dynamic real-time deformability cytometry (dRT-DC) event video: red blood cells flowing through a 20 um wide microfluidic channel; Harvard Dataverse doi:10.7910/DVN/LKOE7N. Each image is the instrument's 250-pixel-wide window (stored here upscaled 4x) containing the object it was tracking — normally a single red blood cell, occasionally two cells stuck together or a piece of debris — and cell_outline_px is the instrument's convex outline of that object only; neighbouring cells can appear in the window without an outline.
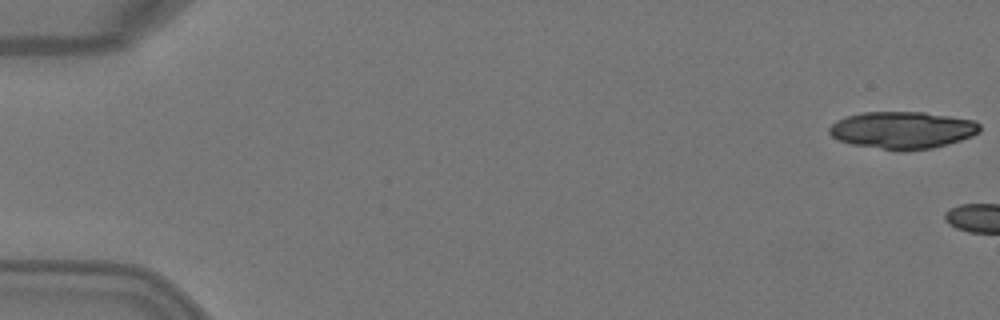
{"species": "Egyptian fruit bat (a non-hibernating species)", "species_latin": "Rousettus aegyptiacus", "temperature_condition": "warm", "stored_images_in_passage": 6, "camera_frame_rate_fps": 3000, "um_per_image_px": 0.085, "animal": {"sex": "female"}, "frame": {"image": 1, "passage_image": 1, "time_ms": 0.0, "image_size_px": [1000, 320], "cell_outline_px": [[980, 132], [972, 136], [960, 140], [932, 148], [904, 152], [900, 152], [852, 144], [840, 140], [832, 136], [828, 132], [828, 128], [836, 120], [860, 112], [924, 112], [976, 120], [980, 124]], "centroid_in_image_um": [76.72, 11.06], "position_along_channel_um": 8.3, "area_um2": 32.89}}
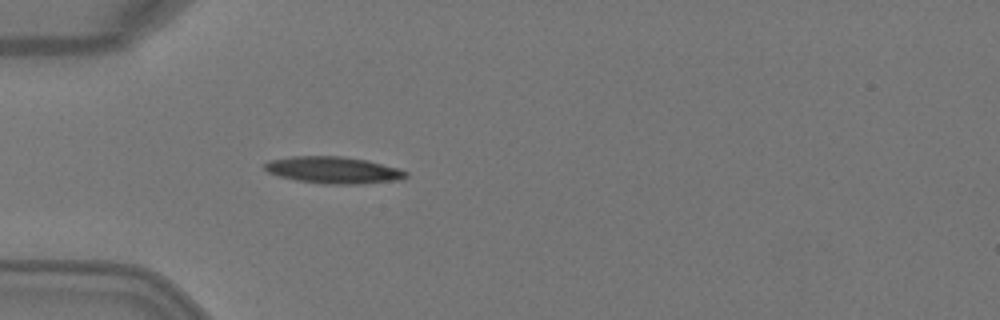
{"frame": {"image": 2, "passage_image": 6, "time_ms": 1.667, "image_size_px": [1000, 320], "cell_outline_px": [[408, 176], [404, 180], [360, 184], [324, 184], [296, 180], [280, 176], [268, 172], [264, 168], [264, 164], [268, 160], [292, 156], [340, 156], [368, 160], [400, 168], [408, 172]], "centroid_in_image_um": [28.4, 14.46], "position_along_channel_um": 56.6, "area_um2": 22.37}}